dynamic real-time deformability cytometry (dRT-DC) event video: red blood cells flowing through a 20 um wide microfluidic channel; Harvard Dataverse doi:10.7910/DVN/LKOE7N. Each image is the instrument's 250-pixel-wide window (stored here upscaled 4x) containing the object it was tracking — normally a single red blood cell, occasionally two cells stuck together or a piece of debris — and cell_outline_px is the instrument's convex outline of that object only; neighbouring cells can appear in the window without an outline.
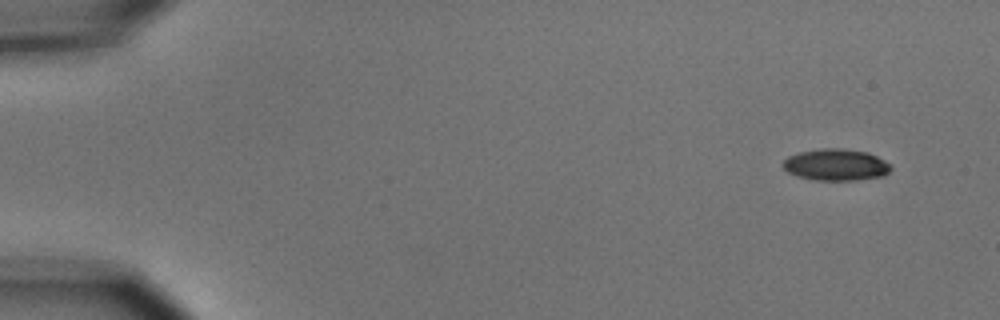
{"species": "common noctule bat (a hibernating species)", "species_latin": "Nyctalus noctula", "temperature_condition": "cold", "stored_images_in_passage": 7, "camera_frame_rate_fps": 3000, "um_per_image_px": 0.085, "animal": {"sex": "male", "body_mass_g": 15.6}, "frame": {"image": 1, "passage_image": 1, "time_ms": 0.0, "image_size_px": [1000, 320], "cell_outline_px": [[892, 168], [884, 176], [856, 180], [816, 180], [796, 176], [788, 172], [780, 164], [788, 156], [800, 152], [820, 148], [840, 148], [868, 152], [892, 164]], "centroid_in_image_um": [71.06, 14.0], "position_along_channel_um": 13.9, "area_um2": 20.06}}
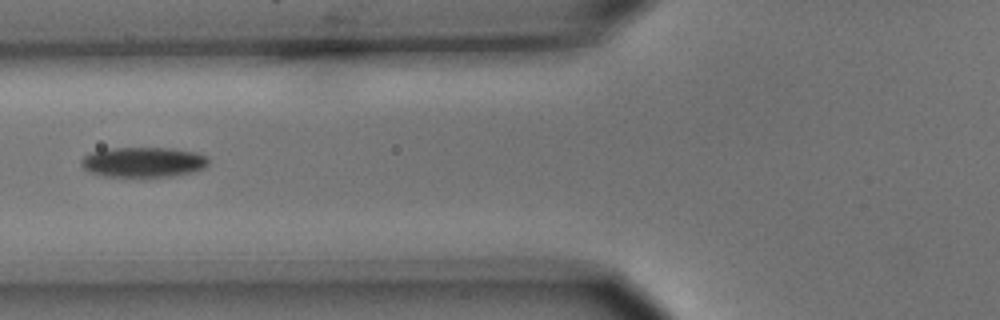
{"frame": {"image": 2, "passage_image": 6, "time_ms": 6.0, "image_size_px": [1000, 320], "cell_outline_px": [[208, 164], [204, 168], [192, 172], [172, 176], [144, 180], [104, 176], [92, 172], [84, 168], [80, 164], [80, 160], [84, 156], [92, 152], [108, 148], [172, 148], [196, 152], [208, 156]], "centroid_in_image_um": [12.19, 13.82], "position_along_channel_um": 113.6, "area_um2": 23.24}}
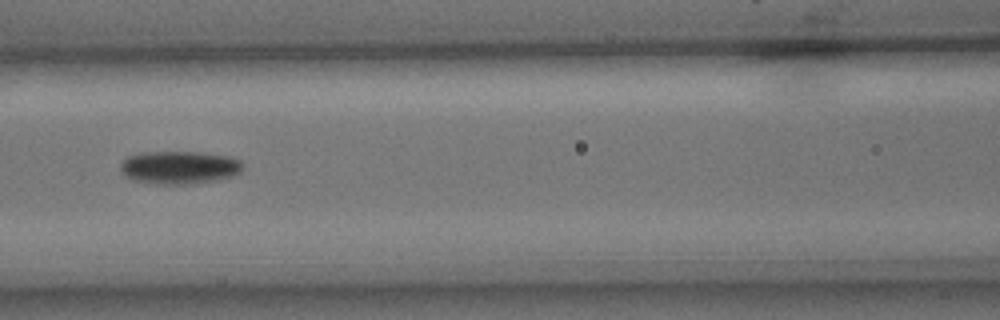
{"frame": {"image": 3, "passage_image": 7, "time_ms": 7.0, "image_size_px": [1000, 320], "cell_outline_px": [[244, 164], [240, 172], [232, 176], [216, 180], [196, 184], [152, 184], [132, 180], [120, 168], [120, 164], [128, 156], [144, 152], [200, 152], [228, 156], [240, 160]], "centroid_in_image_um": [15.27, 14.24], "position_along_channel_um": 151.3, "area_um2": 23.58}}